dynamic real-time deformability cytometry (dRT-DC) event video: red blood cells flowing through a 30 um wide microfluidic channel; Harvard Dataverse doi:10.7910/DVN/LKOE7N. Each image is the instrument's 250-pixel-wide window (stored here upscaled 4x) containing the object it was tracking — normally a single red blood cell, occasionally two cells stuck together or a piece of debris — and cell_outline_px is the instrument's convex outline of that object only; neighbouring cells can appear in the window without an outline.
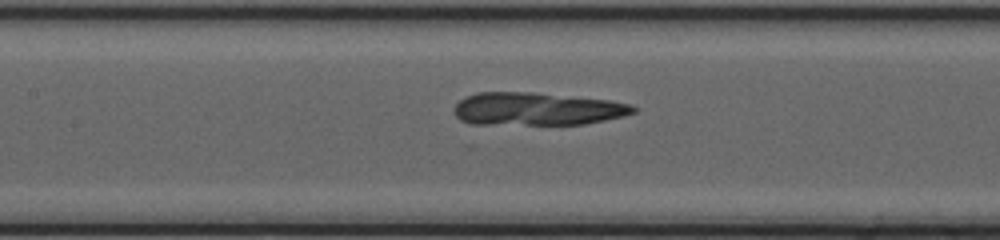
{"species": "common noctule bat (a hibernating species)", "species_latin": "Nyctalus noctula", "temperature_condition": "cold", "stored_images_in_passage": 19, "camera_frame_rate_fps": 3000, "um_per_image_px": 0.085, "animal": {"sex": "female", "body_mass_g": 20.0, "forearm_length_mm": 54.0}, "frame": {"image": 1, "passage_image": 11, "time_ms": 3.333, "image_size_px": [1000, 240], "cell_outline_px": [[636, 112], [624, 116], [584, 124], [472, 124], [460, 120], [456, 116], [452, 108], [464, 96], [476, 92], [528, 92], [608, 100], [632, 104], [636, 108]], "centroid_in_image_um": [45.6, 9.26], "position_along_channel_um": 161.8, "area_um2": 34.33}}
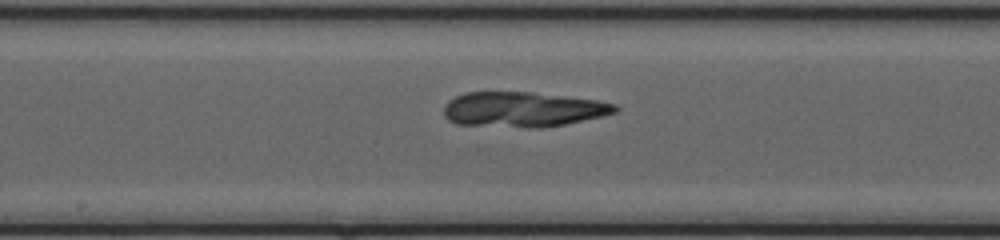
{"frame": {"image": 2, "passage_image": 14, "time_ms": 4.333, "image_size_px": [1000, 240], "cell_outline_px": [[620, 108], [616, 112], [604, 116], [564, 124], [540, 128], [528, 128], [456, 124], [448, 120], [444, 116], [444, 104], [448, 100], [464, 92], [532, 92], [600, 100], [616, 104]], "centroid_in_image_um": [44.45, 9.3], "position_along_channel_um": 203.7, "area_um2": 35.43}}